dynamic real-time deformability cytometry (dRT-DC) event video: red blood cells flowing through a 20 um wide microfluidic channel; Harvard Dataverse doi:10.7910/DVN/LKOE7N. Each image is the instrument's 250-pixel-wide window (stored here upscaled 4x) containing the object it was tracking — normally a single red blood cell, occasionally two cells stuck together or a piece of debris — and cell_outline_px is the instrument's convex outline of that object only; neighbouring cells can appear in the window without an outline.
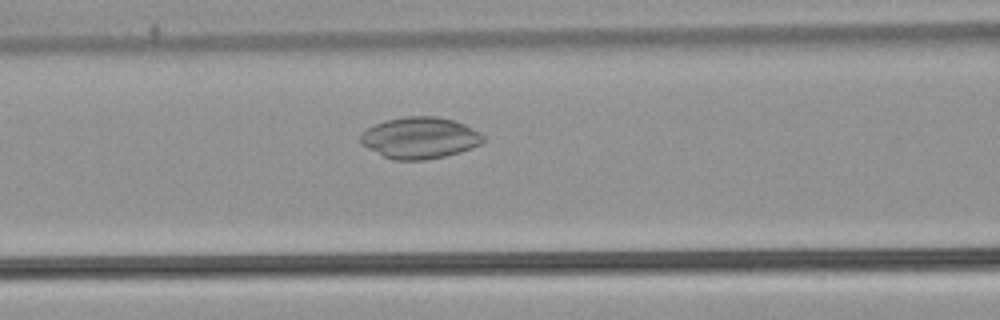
{"species": "common noctule bat (a hibernating species)", "species_latin": "Nyctalus noctula", "temperature_condition": "warm", "stored_images_in_passage": 48, "camera_frame_rate_fps": 3000, "um_per_image_px": 0.085, "animal": {"sex": "male", "body_mass_g": 21.5, "forearm_length_mm": 52.0}, "frame": {"image": 1, "passage_image": 18, "time_ms": 5.667, "image_size_px": [1000, 320], "cell_outline_px": [[484, 140], [480, 144], [472, 148], [460, 152], [444, 156], [424, 160], [392, 160], [360, 144], [360, 132], [384, 120], [404, 116], [436, 116], [452, 120], [464, 124], [480, 132], [484, 136]], "centroid_in_image_um": [35.67, 11.71], "position_along_channel_um": 130.9, "area_um2": 29.71}}
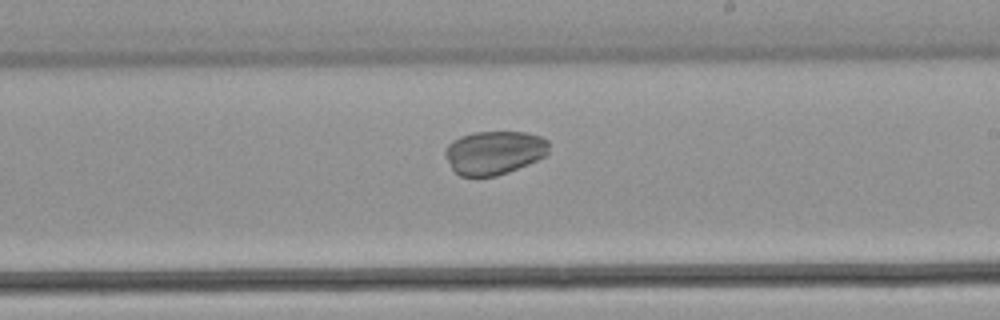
{"frame": {"image": 2, "passage_image": 27, "time_ms": 8.667, "image_size_px": [1000, 320], "cell_outline_px": [[548, 152], [544, 156], [528, 164], [508, 172], [496, 176], [460, 176], [452, 168], [444, 156], [444, 152], [448, 144], [452, 140], [460, 136], [472, 132], [524, 132], [540, 136], [548, 140]], "centroid_in_image_um": [41.98, 12.96], "position_along_channel_um": 247.0, "area_um2": 26.36}}
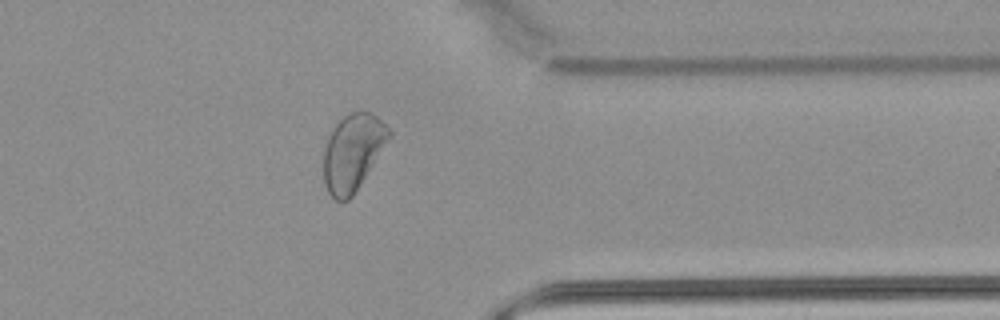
{"frame": {"image": 3, "passage_image": 38, "time_ms": 12.333, "image_size_px": [1000, 320], "cell_outline_px": [[392, 136], [352, 196], [348, 200], [336, 200], [328, 192], [324, 184], [324, 148], [332, 124], [348, 112], [360, 108], [372, 112], [392, 132]], "centroid_in_image_um": [29.97, 12.86], "position_along_channel_um": 381.4, "area_um2": 29.59}}